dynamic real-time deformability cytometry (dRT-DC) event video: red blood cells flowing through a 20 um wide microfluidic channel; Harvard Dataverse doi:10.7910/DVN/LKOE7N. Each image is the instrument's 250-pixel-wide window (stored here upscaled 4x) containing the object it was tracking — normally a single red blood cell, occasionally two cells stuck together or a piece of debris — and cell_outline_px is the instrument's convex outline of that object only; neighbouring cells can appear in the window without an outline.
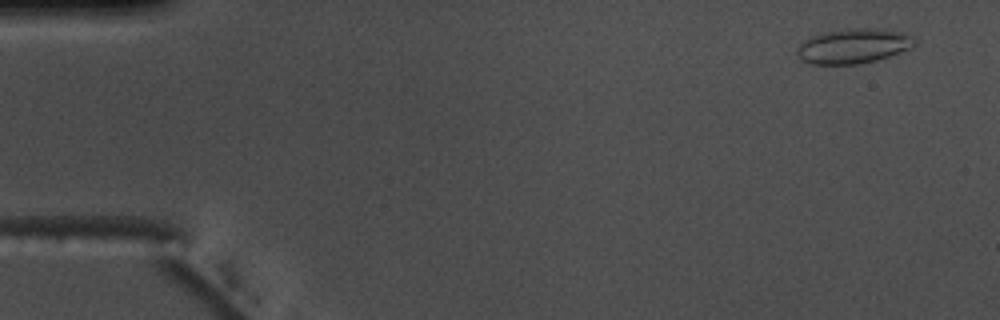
{"species": "common noctule bat (a hibernating species)", "species_latin": "Nyctalus noctula", "temperature_condition": "warm", "stored_images_in_passage": 55, "camera_frame_rate_fps": 3000, "um_per_image_px": 0.085, "animal": {"sex": "male", "body_mass_g": 17.5, "forearm_length_mm": 52.3}, "frame": {"image": 1, "passage_image": 3, "time_ms": 0.667, "image_size_px": [1000, 320], "cell_outline_px": [[920, 40], [912, 48], [876, 60], [856, 64], [812, 64], [800, 60], [796, 52], [796, 48], [804, 40], [812, 36], [828, 32], [856, 28], [900, 32], [912, 36]], "centroid_in_image_um": [72.54, 3.94], "position_along_channel_um": 12.5, "area_um2": 23.47}}
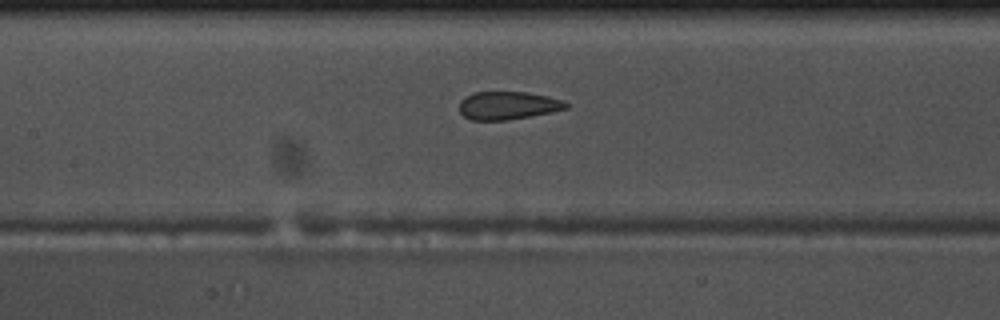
{"frame": {"image": 2, "passage_image": 25, "time_ms": 8.0, "image_size_px": [1000, 320], "cell_outline_px": [[568, 108], [552, 112], [532, 116], [508, 120], [472, 120], [464, 116], [460, 112], [460, 100], [472, 92], [528, 92], [548, 96], [564, 100], [568, 104]], "centroid_in_image_um": [43.19, 8.96], "position_along_channel_um": 164.2, "area_um2": 17.57}}
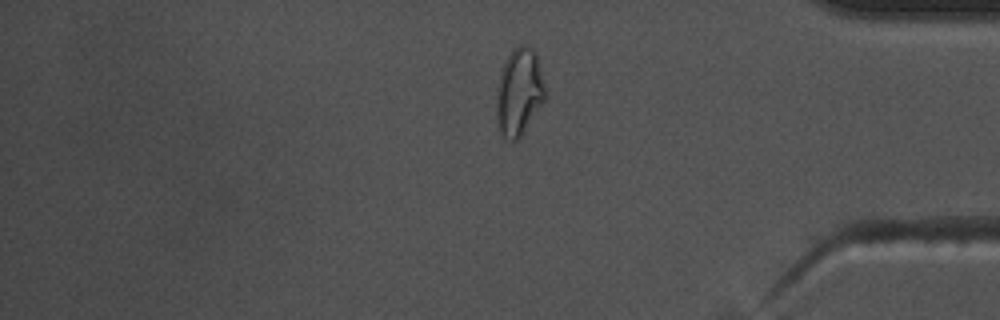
{"frame": {"image": 3, "passage_image": 45, "time_ms": 14.667, "image_size_px": [1000, 320], "cell_outline_px": [[544, 100], [520, 136], [516, 140], [504, 140], [500, 132], [496, 116], [496, 92], [500, 72], [504, 60], [512, 48], [520, 44], [528, 44], [536, 52], [544, 84]], "centroid_in_image_um": [44.08, 7.77], "position_along_channel_um": 391.1, "area_um2": 24.8}, "authors_computed_cell_mechanics": {"area_um2": 20.6346, "velocity_mm_per_s": 3.7437, "shape_relaxation_time_tau1_ms": null, "shape_relaxation_time_tau2_ms": 0.8671, "deformation_change_tau1": null, "deformation_change_tau2": 0.0795}}